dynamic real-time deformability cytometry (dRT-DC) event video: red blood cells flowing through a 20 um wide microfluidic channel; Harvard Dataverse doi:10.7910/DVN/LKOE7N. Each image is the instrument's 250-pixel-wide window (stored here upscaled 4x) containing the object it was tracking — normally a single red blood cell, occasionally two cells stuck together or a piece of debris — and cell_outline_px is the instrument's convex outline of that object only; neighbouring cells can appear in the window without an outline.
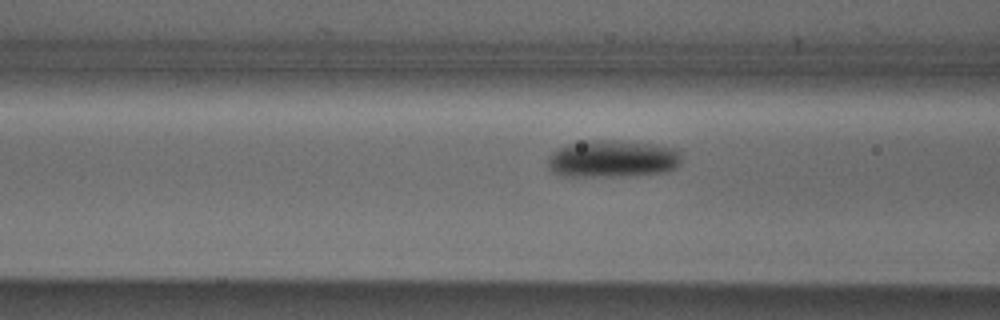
{"species": "Egyptian fruit bat (a non-hibernating species)", "species_latin": "Rousettus aegyptiacus", "temperature_condition": "cold", "stored_images_in_passage": 22, "camera_frame_rate_fps": 3000, "um_per_image_px": 0.085, "animal": {"sex": "male"}, "frame": {"image": 1, "passage_image": 21, "time_ms": 6.667, "image_size_px": [1000, 320], "cell_outline_px": [[680, 164], [676, 168], [664, 172], [616, 176], [560, 176], [552, 172], [548, 168], [548, 160], [552, 152], [568, 144], [592, 140], [612, 140], [656, 144], [676, 148], [680, 152]], "centroid_in_image_um": [52.07, 13.5], "position_along_channel_um": 114.5, "area_um2": 29.02}}